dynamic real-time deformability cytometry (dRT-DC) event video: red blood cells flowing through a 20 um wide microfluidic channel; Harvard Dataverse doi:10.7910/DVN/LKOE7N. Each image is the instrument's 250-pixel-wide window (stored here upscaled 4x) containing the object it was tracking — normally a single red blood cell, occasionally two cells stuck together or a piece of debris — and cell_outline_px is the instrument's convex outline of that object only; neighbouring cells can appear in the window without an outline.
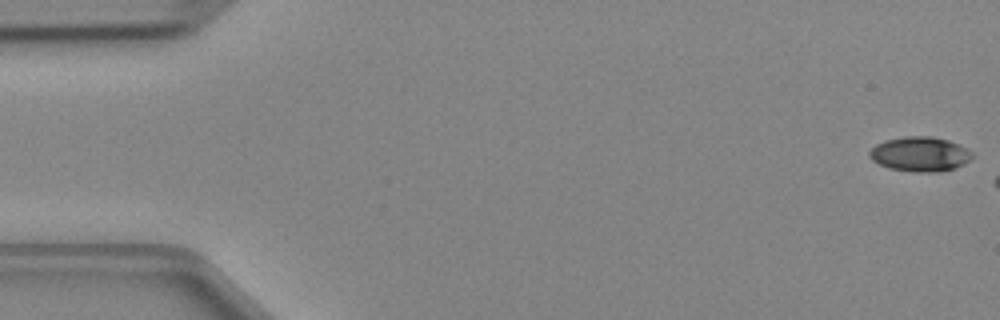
{"species": "Egyptian fruit bat (a non-hibernating species)", "species_latin": "Rousettus aegyptiacus", "temperature_condition": "cold", "stored_images_in_passage": 6, "camera_frame_rate_fps": 3000, "um_per_image_px": 0.085, "animal": {"sex": "female"}, "frame": {"image": 1, "passage_image": 1, "time_ms": 0.0, "image_size_px": [1000, 320], "cell_outline_px": [[972, 156], [964, 164], [956, 168], [936, 172], [920, 172], [888, 168], [872, 160], [868, 156], [868, 152], [876, 144], [884, 140], [904, 136], [932, 136], [948, 140], [968, 148], [972, 152]], "centroid_in_image_um": [78.19, 13.09], "position_along_channel_um": 6.8, "area_um2": 20.81}}